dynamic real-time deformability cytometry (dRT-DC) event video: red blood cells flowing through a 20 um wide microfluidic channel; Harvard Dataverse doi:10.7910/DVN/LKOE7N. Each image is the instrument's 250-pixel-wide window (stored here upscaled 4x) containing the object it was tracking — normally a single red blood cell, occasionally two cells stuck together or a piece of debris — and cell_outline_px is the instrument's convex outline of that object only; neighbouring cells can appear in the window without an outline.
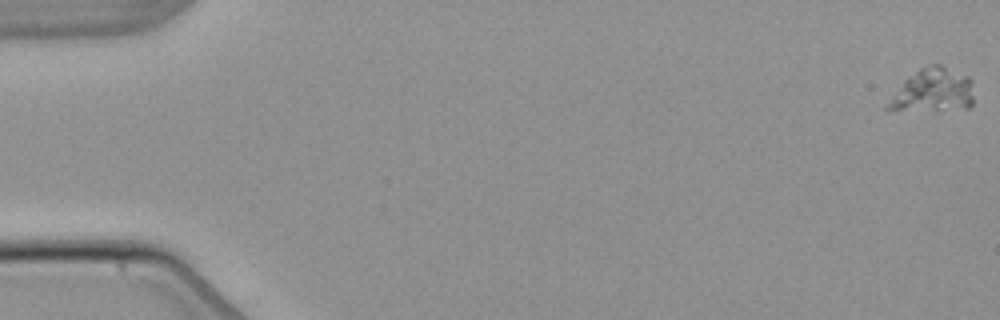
{"species": "common noctule bat (a hibernating species)", "species_latin": "Nyctalus noctula", "temperature_condition": "warm", "stored_images_in_passage": 8, "camera_frame_rate_fps": 3000, "um_per_image_px": 0.085, "animal": {"sex": "male", "body_mass_g": 21.5, "forearm_length_mm": 52.0}, "frame": {"image": 1, "passage_image": 1, "time_ms": 0.0, "image_size_px": [1000, 320], "cell_outline_px": [[972, 104], [968, 108], [888, 112], [884, 108], [904, 80], [908, 76], [920, 68], [932, 64], [940, 64], [968, 76], [972, 80]], "centroid_in_image_um": [79.27, 7.71], "position_along_channel_um": 5.7, "area_um2": 21.91}}
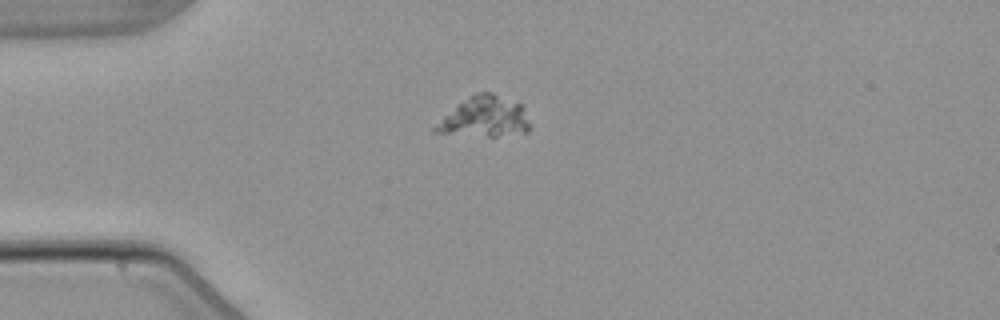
{"frame": {"image": 2, "passage_image": 4, "time_ms": 4.667, "image_size_px": [1000, 320], "cell_outline_px": [[532, 128], [528, 132], [496, 136], [488, 136], [432, 132], [432, 128], [444, 116], [460, 104], [472, 96], [480, 92], [492, 92], [520, 104], [524, 108]], "centroid_in_image_um": [41.25, 9.96], "position_along_channel_um": 43.7, "area_um2": 21.73}}